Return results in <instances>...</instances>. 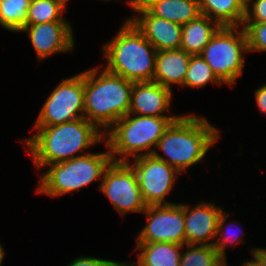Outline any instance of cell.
<instances>
[{
    "mask_svg": "<svg viewBox=\"0 0 266 266\" xmlns=\"http://www.w3.org/2000/svg\"><path fill=\"white\" fill-rule=\"evenodd\" d=\"M34 129L37 132L21 142L29 150L32 162L39 170L86 155V149L104 143V133L86 118Z\"/></svg>",
    "mask_w": 266,
    "mask_h": 266,
    "instance_id": "1",
    "label": "cell"
},
{
    "mask_svg": "<svg viewBox=\"0 0 266 266\" xmlns=\"http://www.w3.org/2000/svg\"><path fill=\"white\" fill-rule=\"evenodd\" d=\"M209 122L204 116L182 114L165 130L152 155L187 174L186 169L202 161L220 138V130Z\"/></svg>",
    "mask_w": 266,
    "mask_h": 266,
    "instance_id": "2",
    "label": "cell"
},
{
    "mask_svg": "<svg viewBox=\"0 0 266 266\" xmlns=\"http://www.w3.org/2000/svg\"><path fill=\"white\" fill-rule=\"evenodd\" d=\"M134 82L99 67L84 71L85 118L105 133L129 112Z\"/></svg>",
    "mask_w": 266,
    "mask_h": 266,
    "instance_id": "3",
    "label": "cell"
},
{
    "mask_svg": "<svg viewBox=\"0 0 266 266\" xmlns=\"http://www.w3.org/2000/svg\"><path fill=\"white\" fill-rule=\"evenodd\" d=\"M102 51L108 72L133 82L153 81L157 50L128 18Z\"/></svg>",
    "mask_w": 266,
    "mask_h": 266,
    "instance_id": "4",
    "label": "cell"
},
{
    "mask_svg": "<svg viewBox=\"0 0 266 266\" xmlns=\"http://www.w3.org/2000/svg\"><path fill=\"white\" fill-rule=\"evenodd\" d=\"M178 118L127 114L104 133L105 148L117 162L152 155L165 130Z\"/></svg>",
    "mask_w": 266,
    "mask_h": 266,
    "instance_id": "5",
    "label": "cell"
},
{
    "mask_svg": "<svg viewBox=\"0 0 266 266\" xmlns=\"http://www.w3.org/2000/svg\"><path fill=\"white\" fill-rule=\"evenodd\" d=\"M111 161L108 149L107 152L88 153L48 165L47 170L40 176L36 192L56 198L78 191L96 180H102Z\"/></svg>",
    "mask_w": 266,
    "mask_h": 266,
    "instance_id": "6",
    "label": "cell"
},
{
    "mask_svg": "<svg viewBox=\"0 0 266 266\" xmlns=\"http://www.w3.org/2000/svg\"><path fill=\"white\" fill-rule=\"evenodd\" d=\"M248 54L247 36L242 26H221L204 47L202 57L217 78L233 88L242 77Z\"/></svg>",
    "mask_w": 266,
    "mask_h": 266,
    "instance_id": "7",
    "label": "cell"
},
{
    "mask_svg": "<svg viewBox=\"0 0 266 266\" xmlns=\"http://www.w3.org/2000/svg\"><path fill=\"white\" fill-rule=\"evenodd\" d=\"M85 118L84 71L66 79L47 96L34 127H48Z\"/></svg>",
    "mask_w": 266,
    "mask_h": 266,
    "instance_id": "8",
    "label": "cell"
},
{
    "mask_svg": "<svg viewBox=\"0 0 266 266\" xmlns=\"http://www.w3.org/2000/svg\"><path fill=\"white\" fill-rule=\"evenodd\" d=\"M98 189L122 216L131 212L143 213L147 208L130 162L111 161Z\"/></svg>",
    "mask_w": 266,
    "mask_h": 266,
    "instance_id": "9",
    "label": "cell"
},
{
    "mask_svg": "<svg viewBox=\"0 0 266 266\" xmlns=\"http://www.w3.org/2000/svg\"><path fill=\"white\" fill-rule=\"evenodd\" d=\"M142 214L147 221L138 232L136 243L186 244L183 203L149 205Z\"/></svg>",
    "mask_w": 266,
    "mask_h": 266,
    "instance_id": "10",
    "label": "cell"
},
{
    "mask_svg": "<svg viewBox=\"0 0 266 266\" xmlns=\"http://www.w3.org/2000/svg\"><path fill=\"white\" fill-rule=\"evenodd\" d=\"M130 162L137 176L144 202L149 205L172 204L165 198L181 174L177 169L153 155L140 156Z\"/></svg>",
    "mask_w": 266,
    "mask_h": 266,
    "instance_id": "11",
    "label": "cell"
},
{
    "mask_svg": "<svg viewBox=\"0 0 266 266\" xmlns=\"http://www.w3.org/2000/svg\"><path fill=\"white\" fill-rule=\"evenodd\" d=\"M126 3L137 13L128 19L157 51L181 48V24L153 16L138 0Z\"/></svg>",
    "mask_w": 266,
    "mask_h": 266,
    "instance_id": "12",
    "label": "cell"
},
{
    "mask_svg": "<svg viewBox=\"0 0 266 266\" xmlns=\"http://www.w3.org/2000/svg\"><path fill=\"white\" fill-rule=\"evenodd\" d=\"M19 32H26L38 62L74 49L73 28L68 21H54L37 25H25Z\"/></svg>",
    "mask_w": 266,
    "mask_h": 266,
    "instance_id": "13",
    "label": "cell"
},
{
    "mask_svg": "<svg viewBox=\"0 0 266 266\" xmlns=\"http://www.w3.org/2000/svg\"><path fill=\"white\" fill-rule=\"evenodd\" d=\"M197 203L192 207L183 204L186 244L213 245L223 208L214 202Z\"/></svg>",
    "mask_w": 266,
    "mask_h": 266,
    "instance_id": "14",
    "label": "cell"
},
{
    "mask_svg": "<svg viewBox=\"0 0 266 266\" xmlns=\"http://www.w3.org/2000/svg\"><path fill=\"white\" fill-rule=\"evenodd\" d=\"M172 90L154 81L134 82L128 114L155 117H180L166 115L172 103Z\"/></svg>",
    "mask_w": 266,
    "mask_h": 266,
    "instance_id": "15",
    "label": "cell"
},
{
    "mask_svg": "<svg viewBox=\"0 0 266 266\" xmlns=\"http://www.w3.org/2000/svg\"><path fill=\"white\" fill-rule=\"evenodd\" d=\"M190 59L191 54L181 48L157 51L153 81L169 90L173 84L184 87Z\"/></svg>",
    "mask_w": 266,
    "mask_h": 266,
    "instance_id": "16",
    "label": "cell"
},
{
    "mask_svg": "<svg viewBox=\"0 0 266 266\" xmlns=\"http://www.w3.org/2000/svg\"><path fill=\"white\" fill-rule=\"evenodd\" d=\"M153 16L184 25L201 13L198 0H138Z\"/></svg>",
    "mask_w": 266,
    "mask_h": 266,
    "instance_id": "17",
    "label": "cell"
},
{
    "mask_svg": "<svg viewBox=\"0 0 266 266\" xmlns=\"http://www.w3.org/2000/svg\"><path fill=\"white\" fill-rule=\"evenodd\" d=\"M220 27L215 20L200 14L196 19L182 25L181 49L191 55L201 54Z\"/></svg>",
    "mask_w": 266,
    "mask_h": 266,
    "instance_id": "18",
    "label": "cell"
},
{
    "mask_svg": "<svg viewBox=\"0 0 266 266\" xmlns=\"http://www.w3.org/2000/svg\"><path fill=\"white\" fill-rule=\"evenodd\" d=\"M200 13L221 26H242L246 0H198Z\"/></svg>",
    "mask_w": 266,
    "mask_h": 266,
    "instance_id": "19",
    "label": "cell"
},
{
    "mask_svg": "<svg viewBox=\"0 0 266 266\" xmlns=\"http://www.w3.org/2000/svg\"><path fill=\"white\" fill-rule=\"evenodd\" d=\"M135 244L141 266H180L183 245L167 242Z\"/></svg>",
    "mask_w": 266,
    "mask_h": 266,
    "instance_id": "20",
    "label": "cell"
},
{
    "mask_svg": "<svg viewBox=\"0 0 266 266\" xmlns=\"http://www.w3.org/2000/svg\"><path fill=\"white\" fill-rule=\"evenodd\" d=\"M227 264L213 245L183 244L180 266H227Z\"/></svg>",
    "mask_w": 266,
    "mask_h": 266,
    "instance_id": "21",
    "label": "cell"
},
{
    "mask_svg": "<svg viewBox=\"0 0 266 266\" xmlns=\"http://www.w3.org/2000/svg\"><path fill=\"white\" fill-rule=\"evenodd\" d=\"M65 11L66 6L60 0H31L25 25L67 21L63 17Z\"/></svg>",
    "mask_w": 266,
    "mask_h": 266,
    "instance_id": "22",
    "label": "cell"
},
{
    "mask_svg": "<svg viewBox=\"0 0 266 266\" xmlns=\"http://www.w3.org/2000/svg\"><path fill=\"white\" fill-rule=\"evenodd\" d=\"M31 0H0V25L12 32H19L26 22Z\"/></svg>",
    "mask_w": 266,
    "mask_h": 266,
    "instance_id": "23",
    "label": "cell"
},
{
    "mask_svg": "<svg viewBox=\"0 0 266 266\" xmlns=\"http://www.w3.org/2000/svg\"><path fill=\"white\" fill-rule=\"evenodd\" d=\"M223 84L213 73L211 67L201 54L191 55L184 87L203 88L207 84Z\"/></svg>",
    "mask_w": 266,
    "mask_h": 266,
    "instance_id": "24",
    "label": "cell"
},
{
    "mask_svg": "<svg viewBox=\"0 0 266 266\" xmlns=\"http://www.w3.org/2000/svg\"><path fill=\"white\" fill-rule=\"evenodd\" d=\"M229 213H227L225 210H223V212L221 213V215L219 216V220H218V229H217V234H216V238L214 243H213V247L217 250V252L220 254V256L226 261L227 259V254H226V246H235V244L238 243H242L245 244L244 242L246 240L242 239L243 238V231L240 230L241 234H239V230L237 233H235L234 237H232L233 235L230 234L231 230L234 228H232L233 225H231V222L228 223L227 219H228ZM227 221V222H226ZM226 223V224H225ZM228 223V224H227ZM228 225V226H227ZM229 227V228H228ZM238 227V226H237ZM240 229V228H239ZM234 231V230H233ZM242 235V236H241ZM240 237V238H239ZM242 237V238H241Z\"/></svg>",
    "mask_w": 266,
    "mask_h": 266,
    "instance_id": "25",
    "label": "cell"
},
{
    "mask_svg": "<svg viewBox=\"0 0 266 266\" xmlns=\"http://www.w3.org/2000/svg\"><path fill=\"white\" fill-rule=\"evenodd\" d=\"M249 53L266 51V22L243 23Z\"/></svg>",
    "mask_w": 266,
    "mask_h": 266,
    "instance_id": "26",
    "label": "cell"
},
{
    "mask_svg": "<svg viewBox=\"0 0 266 266\" xmlns=\"http://www.w3.org/2000/svg\"><path fill=\"white\" fill-rule=\"evenodd\" d=\"M266 22V0H246L245 20L243 23Z\"/></svg>",
    "mask_w": 266,
    "mask_h": 266,
    "instance_id": "27",
    "label": "cell"
},
{
    "mask_svg": "<svg viewBox=\"0 0 266 266\" xmlns=\"http://www.w3.org/2000/svg\"><path fill=\"white\" fill-rule=\"evenodd\" d=\"M108 261V259L80 256L68 263L67 266H107Z\"/></svg>",
    "mask_w": 266,
    "mask_h": 266,
    "instance_id": "28",
    "label": "cell"
},
{
    "mask_svg": "<svg viewBox=\"0 0 266 266\" xmlns=\"http://www.w3.org/2000/svg\"><path fill=\"white\" fill-rule=\"evenodd\" d=\"M256 106L259 108L260 112L266 114V83L261 85L254 91Z\"/></svg>",
    "mask_w": 266,
    "mask_h": 266,
    "instance_id": "29",
    "label": "cell"
},
{
    "mask_svg": "<svg viewBox=\"0 0 266 266\" xmlns=\"http://www.w3.org/2000/svg\"><path fill=\"white\" fill-rule=\"evenodd\" d=\"M254 248H252L253 250L251 252L259 259L261 266H266V248Z\"/></svg>",
    "mask_w": 266,
    "mask_h": 266,
    "instance_id": "30",
    "label": "cell"
},
{
    "mask_svg": "<svg viewBox=\"0 0 266 266\" xmlns=\"http://www.w3.org/2000/svg\"><path fill=\"white\" fill-rule=\"evenodd\" d=\"M107 266H141L138 261L135 262H129V261H124L121 262L119 261H114V260H109L107 263Z\"/></svg>",
    "mask_w": 266,
    "mask_h": 266,
    "instance_id": "31",
    "label": "cell"
},
{
    "mask_svg": "<svg viewBox=\"0 0 266 266\" xmlns=\"http://www.w3.org/2000/svg\"><path fill=\"white\" fill-rule=\"evenodd\" d=\"M251 257H252L251 259H253V260H248V261L245 260L246 262L241 264V266H261L259 259L255 255H253L252 252H251Z\"/></svg>",
    "mask_w": 266,
    "mask_h": 266,
    "instance_id": "32",
    "label": "cell"
},
{
    "mask_svg": "<svg viewBox=\"0 0 266 266\" xmlns=\"http://www.w3.org/2000/svg\"><path fill=\"white\" fill-rule=\"evenodd\" d=\"M4 256H5V250L2 247V244L0 243V266H2V262H3Z\"/></svg>",
    "mask_w": 266,
    "mask_h": 266,
    "instance_id": "33",
    "label": "cell"
},
{
    "mask_svg": "<svg viewBox=\"0 0 266 266\" xmlns=\"http://www.w3.org/2000/svg\"><path fill=\"white\" fill-rule=\"evenodd\" d=\"M65 6H66V3L69 1V0H60Z\"/></svg>",
    "mask_w": 266,
    "mask_h": 266,
    "instance_id": "34",
    "label": "cell"
}]
</instances>
